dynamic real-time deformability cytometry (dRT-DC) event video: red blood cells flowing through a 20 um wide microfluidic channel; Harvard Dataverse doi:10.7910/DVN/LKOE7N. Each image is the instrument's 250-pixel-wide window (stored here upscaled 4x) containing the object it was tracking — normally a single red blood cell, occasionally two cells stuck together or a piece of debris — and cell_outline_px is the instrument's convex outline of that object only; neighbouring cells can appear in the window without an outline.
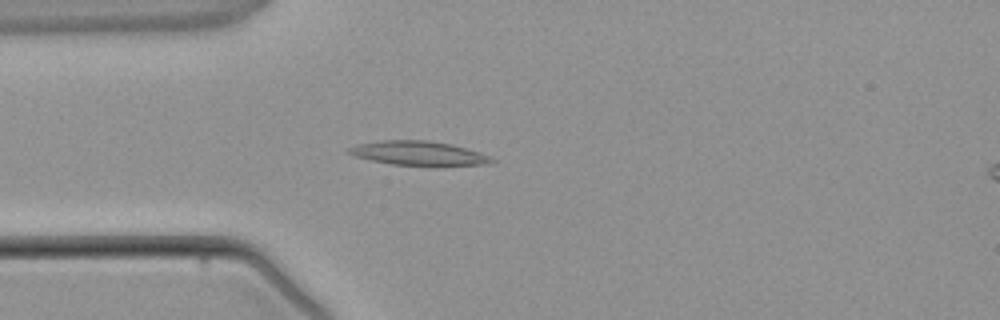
{"species": "common noctule bat (a hibernating species)", "species_latin": "Nyctalus noctula", "temperature_condition": "warm", "stored_images_in_passage": 4, "segment_of_instrument_passage": [1, 2], "camera_frame_rate_fps": 3000, "um_per_image_px": 0.085, "animal": {"sex": "male", "body_mass_g": 21.5, "forearm_length_mm": 52.0}, "frame": {"image": 1, "passage_image": 3, "time_ms": 3.333, "image_size_px": [1000, 320], "cell_outline_px": [[496, 160], [492, 164], [444, 168], [436, 168], [392, 164], [352, 156], [344, 152], [348, 148], [356, 144], [380, 140], [428, 140], [452, 144], [480, 152]], "centroid_in_image_um": [35.64, 13.07], "position_along_channel_um": 49.4, "area_um2": 21.33}}